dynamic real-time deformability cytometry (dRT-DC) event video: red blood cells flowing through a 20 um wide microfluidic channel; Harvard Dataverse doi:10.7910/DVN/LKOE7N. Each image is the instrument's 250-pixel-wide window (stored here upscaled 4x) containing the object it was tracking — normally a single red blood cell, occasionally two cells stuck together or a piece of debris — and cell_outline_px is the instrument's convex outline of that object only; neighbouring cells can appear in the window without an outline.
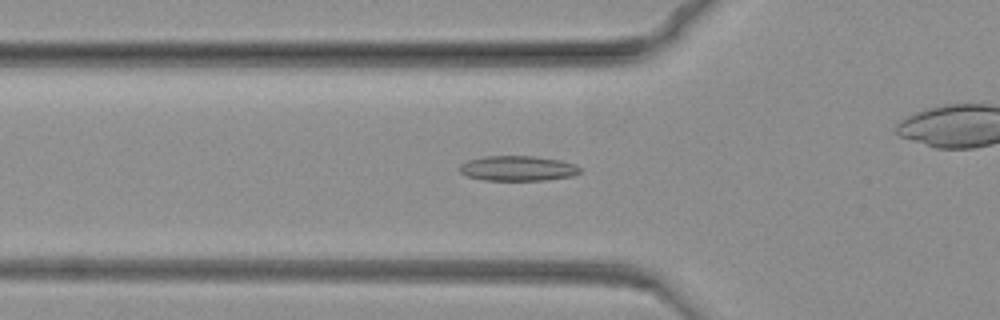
{"species": "common noctule bat (a hibernating species)", "species_latin": "Nyctalus noctula", "temperature_condition": "warm", "stored_images_in_passage": 74, "camera_frame_rate_fps": 3000, "um_per_image_px": 0.085, "animal": {"sex": "female", "body_mass_g": 19.3, "forearm_length_mm": 54.1}, "frame": {"image": 1, "passage_image": 29, "time_ms": 9.333, "image_size_px": [1000, 320], "cell_outline_px": [[580, 172], [572, 176], [544, 180], [484, 180], [468, 176], [460, 172], [460, 164], [468, 160], [484, 156], [532, 156], [560, 160], [576, 164], [580, 168]], "centroid_in_image_um": [44.01, 14.3], "position_along_channel_um": 81.8, "area_um2": 17.51}}
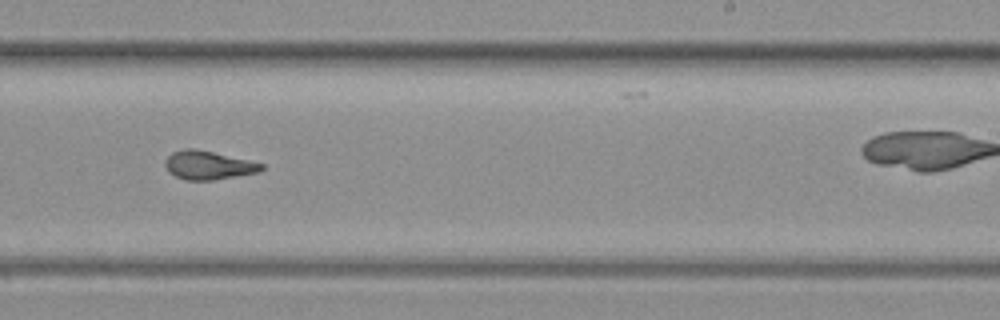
{"frame": {"image": 2, "passage_image": 51, "time_ms": 16.667, "image_size_px": [1000, 320], "cell_outline_px": [[264, 168], [260, 172], [212, 180], [184, 180], [168, 172], [164, 164], [164, 160], [172, 152], [184, 148], [192, 148], [212, 152], [248, 160], [264, 164]], "centroid_in_image_um": [17.67, 14.04], "position_along_channel_um": 271.3, "area_um2": 16.01}}
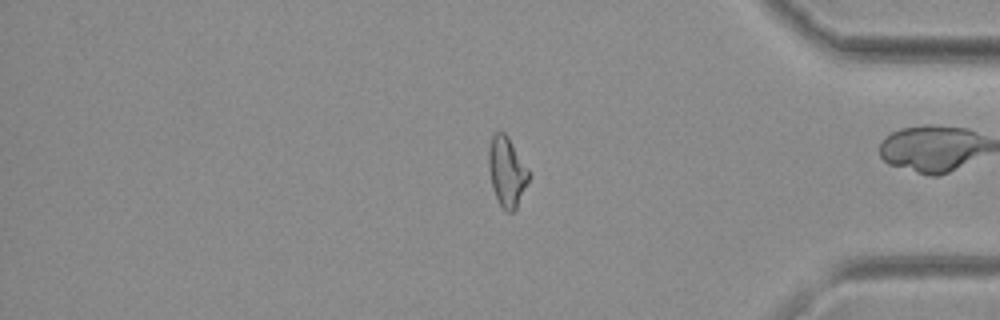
{"frame": {"image": 3, "passage_image": 68, "time_ms": 22.333, "image_size_px": [1000, 320], "cell_outline_px": [[528, 180], [516, 208], [512, 212], [508, 212], [500, 204], [496, 196], [492, 184], [488, 168], [488, 152], [492, 136], [496, 132], [504, 132], [508, 136], [528, 168]], "centroid_in_image_um": [43.07, 14.55], "position_along_channel_um": 392.1, "area_um2": 15.9}}